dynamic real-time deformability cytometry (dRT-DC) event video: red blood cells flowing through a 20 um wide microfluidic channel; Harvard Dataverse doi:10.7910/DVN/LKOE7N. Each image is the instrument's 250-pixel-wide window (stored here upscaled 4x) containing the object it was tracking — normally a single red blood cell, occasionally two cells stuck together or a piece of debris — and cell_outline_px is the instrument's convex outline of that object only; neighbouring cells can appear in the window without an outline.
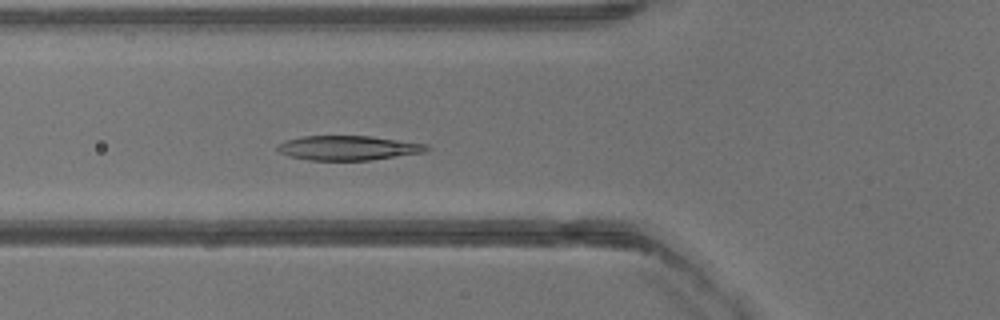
{"species": "common noctule bat (a hibernating species)", "species_latin": "Nyctalus noctula", "temperature_condition": "warm", "stored_images_in_passage": 34, "camera_frame_rate_fps": 3000, "um_per_image_px": 0.085, "animal": {"sex": "male", "body_mass_g": 13.3}, "frame": {"image": 1, "passage_image": 9, "time_ms": 2.667, "image_size_px": [1000, 320], "cell_outline_px": [[432, 148], [424, 152], [372, 160], [308, 160], [288, 156], [280, 152], [276, 148], [276, 144], [284, 140], [304, 136], [372, 136], [428, 144]], "centroid_in_image_um": [29.59, 12.57], "position_along_channel_um": 96.2, "area_um2": 21.5}}
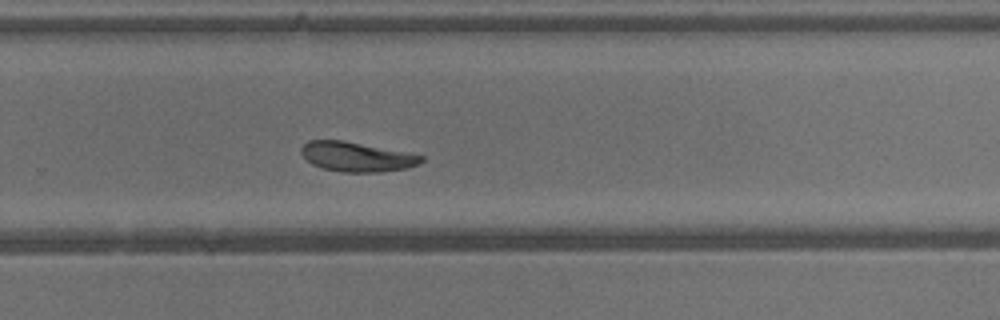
{"frame": {"image": 2, "passage_image": 21, "time_ms": 6.667, "image_size_px": [1000, 320], "cell_outline_px": [[424, 160], [420, 164], [408, 168], [380, 172], [340, 172], [324, 168], [312, 164], [300, 152], [300, 148], [308, 140], [344, 140], [424, 156]], "centroid_in_image_um": [30.32, 13.33], "position_along_channel_um": 299.5, "area_um2": 20.63}}
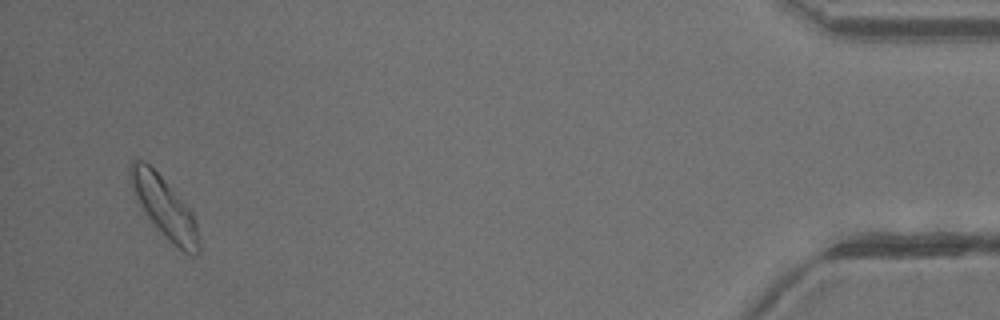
{"frame": {"image": 3, "passage_image": 33, "time_ms": 10.667, "image_size_px": [1000, 320], "cell_outline_px": [[200, 252], [196, 256], [192, 256], [184, 252], [172, 244], [164, 236], [148, 216], [136, 200], [132, 192], [128, 172], [128, 164], [132, 160], [144, 160], [164, 180], [192, 212], [196, 220], [200, 244]], "centroid_in_image_um": [13.96, 17.64], "position_along_channel_um": 421.2, "area_um2": 24.16}}